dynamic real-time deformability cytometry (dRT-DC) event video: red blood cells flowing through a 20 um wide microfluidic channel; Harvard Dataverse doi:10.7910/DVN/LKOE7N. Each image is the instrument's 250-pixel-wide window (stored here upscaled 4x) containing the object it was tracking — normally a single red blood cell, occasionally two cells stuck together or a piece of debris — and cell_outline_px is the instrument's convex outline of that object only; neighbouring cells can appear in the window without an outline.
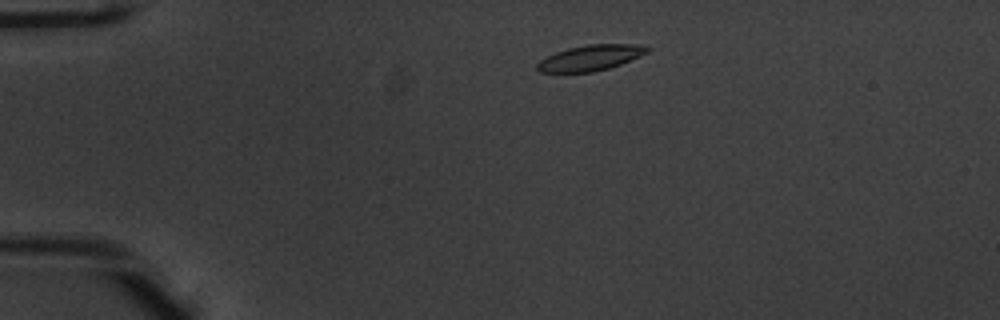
{"species": "common noctule bat (a hibernating species)", "species_latin": "Nyctalus noctula", "temperature_condition": "warm", "stored_images_in_passage": 46, "camera_frame_rate_fps": 3000, "um_per_image_px": 0.085, "animal": {"sex": "male", "body_mass_g": 20.1, "forearm_length_mm": 53.5}, "frame": {"image": 1, "passage_image": 5, "time_ms": 1.333, "image_size_px": [1000, 320], "cell_outline_px": [[652, 48], [648, 52], [620, 64], [608, 68], [592, 72], [540, 72], [536, 68], [536, 64], [540, 60], [556, 52], [568, 48], [588, 44], [632, 44]], "centroid_in_image_um": [50.16, 4.91], "position_along_channel_um": 34.8, "area_um2": 16.18}}
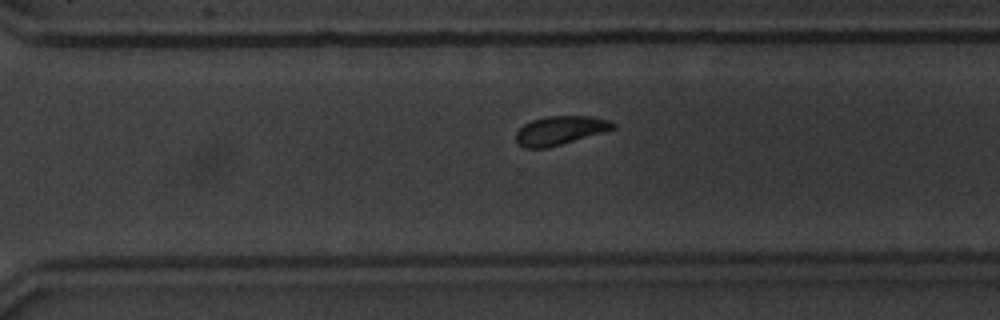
{"frame": {"image": 2, "passage_image": 31, "time_ms": 10.0, "image_size_px": [1000, 320], "cell_outline_px": [[616, 128], [604, 132], [548, 148], [524, 148], [516, 144], [516, 132], [524, 124], [532, 120], [548, 116], [592, 116], [608, 120], [616, 124]], "centroid_in_image_um": [47.6, 11.09], "position_along_channel_um": 323.0, "area_um2": 16.36}}
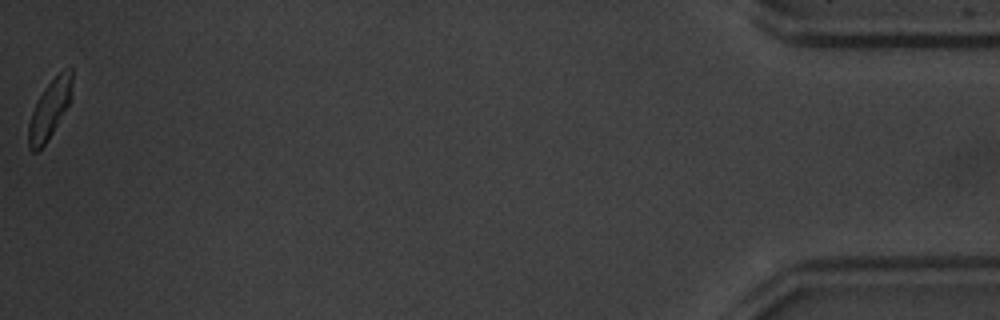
{"frame": {"image": 3, "passage_image": 46, "time_ms": 15.0, "image_size_px": [1000, 320], "cell_outline_px": [[72, 96], [68, 104], [52, 132], [44, 144], [36, 152], [32, 152], [28, 148], [28, 124], [36, 100], [44, 88], [64, 68], [72, 68]], "centroid_in_image_um": [4.2, 9.27], "position_along_channel_um": 431.0, "area_um2": 14.68}, "authors_computed_cell_mechanics": {"area_um2": 16.7909, "velocity_mm_per_s": 3.921, "shape_relaxation_time_tau1_ms": 2.5119, "shape_relaxation_time_tau2_ms": 6.9701, "deformation_change_tau1": 0.1096, "deformation_change_tau2": 0.1258}}